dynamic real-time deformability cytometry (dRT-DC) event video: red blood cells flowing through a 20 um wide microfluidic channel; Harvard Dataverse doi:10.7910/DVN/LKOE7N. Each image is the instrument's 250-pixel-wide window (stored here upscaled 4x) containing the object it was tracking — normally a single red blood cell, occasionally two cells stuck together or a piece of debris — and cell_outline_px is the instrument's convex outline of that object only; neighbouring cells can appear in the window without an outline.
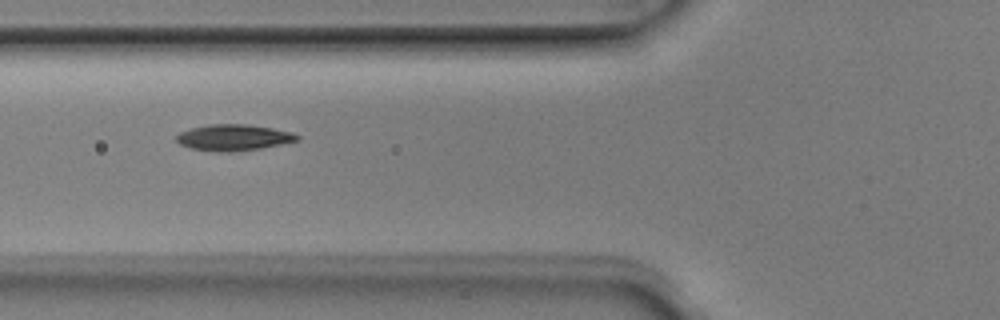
{"species": "Egyptian fruit bat (a non-hibernating species)", "species_latin": "Rousettus aegyptiacus", "temperature_condition": "room temperature", "stored_images_in_passage": 3, "camera_frame_rate_fps": 3000, "um_per_image_px": 0.085, "animal": {"sex": "male"}, "frame": {"image": 1, "passage_image": 3, "time_ms": 0.667, "image_size_px": [1000, 320], "cell_outline_px": [[300, 140], [260, 148], [236, 152], [216, 152], [192, 148], [180, 144], [176, 140], [176, 136], [180, 132], [192, 128], [212, 124], [248, 124], [272, 128], [292, 132], [300, 136]], "centroid_in_image_um": [19.87, 11.69], "position_along_channel_um": 105.9, "area_um2": 18.38}}